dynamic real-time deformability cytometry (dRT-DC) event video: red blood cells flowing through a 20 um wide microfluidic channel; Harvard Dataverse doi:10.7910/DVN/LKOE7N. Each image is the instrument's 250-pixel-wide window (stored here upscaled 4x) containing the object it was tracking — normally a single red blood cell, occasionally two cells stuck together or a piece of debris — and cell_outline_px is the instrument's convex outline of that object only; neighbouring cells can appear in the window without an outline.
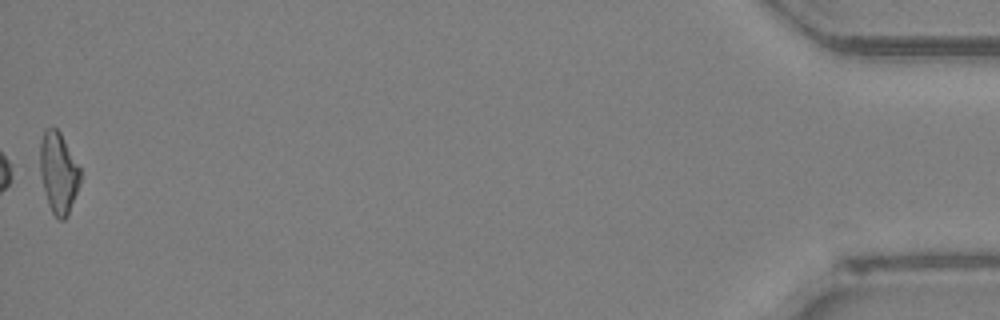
{"species": "Egyptian fruit bat (a non-hibernating species)", "species_latin": "Rousettus aegyptiacus", "temperature_condition": "room temperature", "stored_images_in_passage": 44, "camera_frame_rate_fps": 3000, "um_per_image_px": 0.085, "animal": {"sex": "female"}, "frame": {"image": 1, "passage_image": 44, "time_ms": 14.333, "image_size_px": [1000, 320], "cell_outline_px": [[80, 184], [68, 216], [64, 220], [60, 220], [52, 212], [48, 204], [40, 172], [40, 140], [44, 128], [56, 128], [60, 132], [80, 168]], "centroid_in_image_um": [4.97, 14.68], "position_along_channel_um": 430.2, "area_um2": 18.96}, "authors_computed_cell_mechanics": {"area_um2": 18.9873, "velocity_mm_per_s": 4.2322, "shape_relaxation_time_tau1_ms": null, "shape_relaxation_time_tau2_ms": 2.896, "deformation_change_tau1": null, "deformation_change_tau2": 0.1248}}